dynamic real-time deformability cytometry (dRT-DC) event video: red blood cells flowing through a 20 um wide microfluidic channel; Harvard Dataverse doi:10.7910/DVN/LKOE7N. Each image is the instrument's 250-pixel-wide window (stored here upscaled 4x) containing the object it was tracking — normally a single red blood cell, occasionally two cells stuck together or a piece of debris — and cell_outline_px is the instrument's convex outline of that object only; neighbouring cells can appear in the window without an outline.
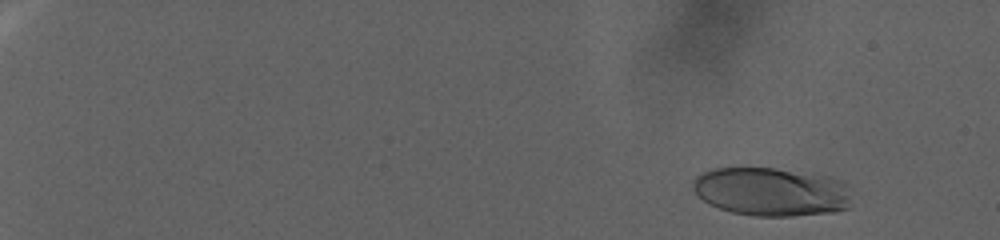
{"species": "human", "species_latin": "Homo sapiens", "temperature_condition": "warm", "stored_images_in_passage": 97, "camera_frame_rate_fps": 3000, "um_per_image_px": 0.085, "donor": {"sex": "female"}, "frame": {"image": 1, "passage_image": 10, "time_ms": 3.0, "image_size_px": [1000, 240], "cell_outline_px": [[844, 208], [816, 212], [780, 216], [764, 216], [736, 212], [712, 204], [704, 200], [696, 192], [696, 180], [700, 176], [708, 172], [724, 168], [768, 168], [784, 172], [796, 176], [804, 180]], "centroid_in_image_um": [64.77, 16.35], "position_along_channel_um": 20.2, "area_um2": 36.13}}
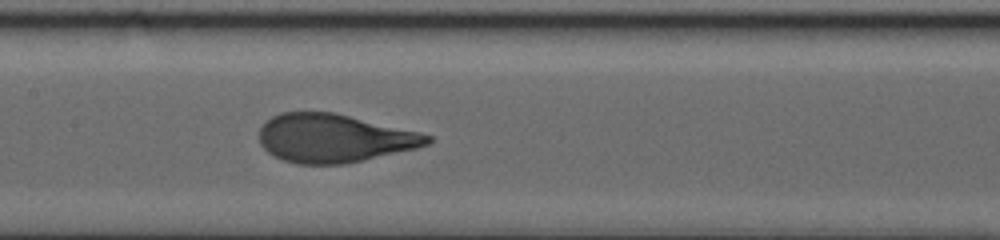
{"frame": {"image": 2, "passage_image": 60, "time_ms": 19.667, "image_size_px": [1000, 240], "cell_outline_px": [[432, 140], [424, 144], [412, 148], [360, 160], [336, 164], [304, 164], [288, 160], [276, 156], [260, 140], [260, 128], [268, 120], [284, 112], [328, 112], [432, 136]], "centroid_in_image_um": [28.33, 11.74], "position_along_channel_um": 179.1, "area_um2": 44.91}}
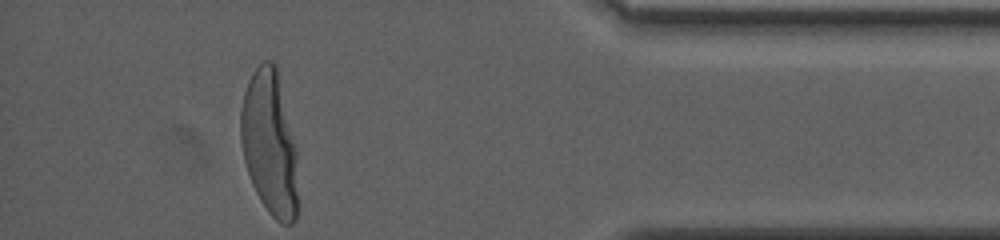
{"frame": {"image": 3, "passage_image": 97, "time_ms": 32.0, "image_size_px": [1000, 240], "cell_outline_px": [[296, 216], [292, 224], [284, 224], [264, 204], [256, 192], [248, 172], [244, 160], [240, 136], [240, 112], [244, 92], [256, 68], [264, 60], [268, 60], [272, 64], [276, 72], [292, 144], [296, 196]], "centroid_in_image_um": [22.82, 12.19], "position_along_channel_um": 412.4, "area_um2": 44.8}}